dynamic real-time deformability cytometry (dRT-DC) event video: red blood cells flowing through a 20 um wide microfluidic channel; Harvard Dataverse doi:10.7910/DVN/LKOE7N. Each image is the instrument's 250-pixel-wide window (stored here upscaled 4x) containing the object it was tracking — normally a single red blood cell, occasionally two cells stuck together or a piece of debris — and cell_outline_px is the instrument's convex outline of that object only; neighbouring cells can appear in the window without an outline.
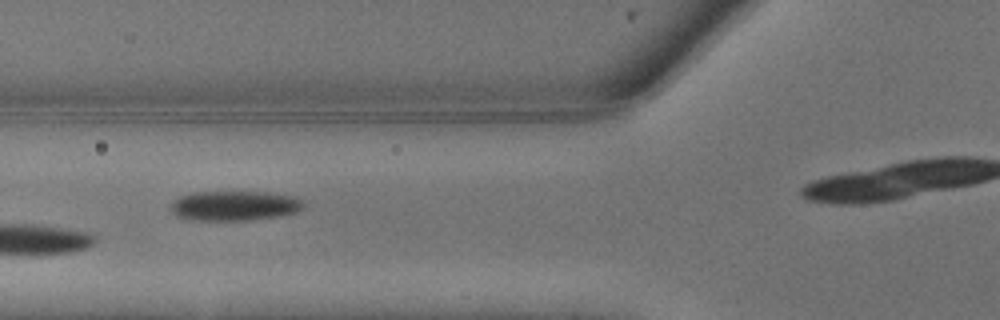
{"species": "common noctule bat (a hibernating species)", "species_latin": "Nyctalus noctula", "temperature_condition": "warm", "stored_images_in_passage": 17, "camera_frame_rate_fps": 3000, "um_per_image_px": 0.085, "animal": {"sex": "male", "body_mass_g": 13.3}, "frame": {"image": 1, "passage_image": 6, "time_ms": 1.667, "image_size_px": [1000, 320], "cell_outline_px": [[304, 208], [296, 212], [280, 216], [252, 220], [192, 220], [176, 216], [172, 212], [172, 204], [180, 196], [196, 192], [268, 192], [296, 196], [304, 200]], "centroid_in_image_um": [20.01, 17.49], "position_along_channel_um": 105.8, "area_um2": 23.18}}
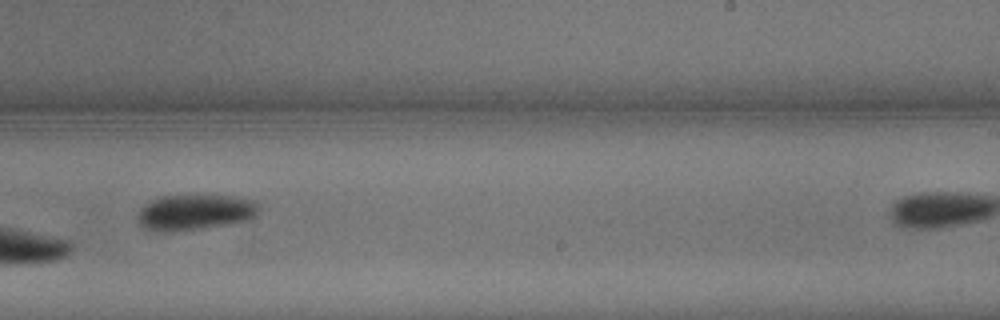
{"frame": {"image": 2, "passage_image": 12, "time_ms": 3.667, "image_size_px": [1000, 320], "cell_outline_px": [[260, 212], [256, 216], [244, 220], [200, 228], [172, 232], [156, 232], [140, 228], [136, 220], [140, 208], [152, 200], [160, 196], [232, 196], [256, 200], [260, 204]], "centroid_in_image_um": [16.52, 18.05], "position_along_channel_um": 272.5, "area_um2": 25.26}}